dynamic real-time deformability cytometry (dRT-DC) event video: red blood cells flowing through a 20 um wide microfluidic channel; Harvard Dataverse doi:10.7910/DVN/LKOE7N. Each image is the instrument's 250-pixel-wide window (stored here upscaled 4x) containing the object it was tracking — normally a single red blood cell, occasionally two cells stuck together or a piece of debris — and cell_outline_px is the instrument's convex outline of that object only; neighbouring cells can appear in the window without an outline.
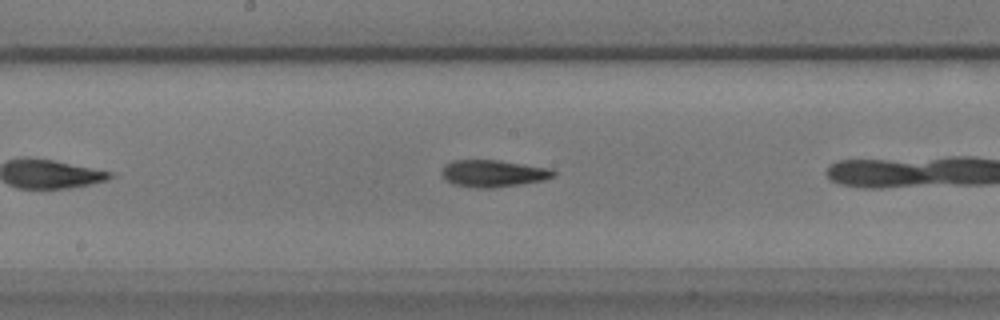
{"species": "common noctule bat (a hibernating species)", "species_latin": "Nyctalus noctula", "temperature_condition": "warm", "stored_images_in_passage": 28, "camera_frame_rate_fps": 3000, "um_per_image_px": 0.085, "animal": {"sex": "male", "body_mass_g": 17.9}, "frame": {"image": 1, "passage_image": 13, "time_ms": 4.0, "image_size_px": [1000, 320], "cell_outline_px": [[556, 176], [544, 180], [492, 188], [476, 188], [452, 184], [444, 180], [440, 172], [452, 160], [500, 160], [552, 168], [556, 172]], "centroid_in_image_um": [41.94, 14.74], "position_along_channel_um": 206.3, "area_um2": 17.74}}